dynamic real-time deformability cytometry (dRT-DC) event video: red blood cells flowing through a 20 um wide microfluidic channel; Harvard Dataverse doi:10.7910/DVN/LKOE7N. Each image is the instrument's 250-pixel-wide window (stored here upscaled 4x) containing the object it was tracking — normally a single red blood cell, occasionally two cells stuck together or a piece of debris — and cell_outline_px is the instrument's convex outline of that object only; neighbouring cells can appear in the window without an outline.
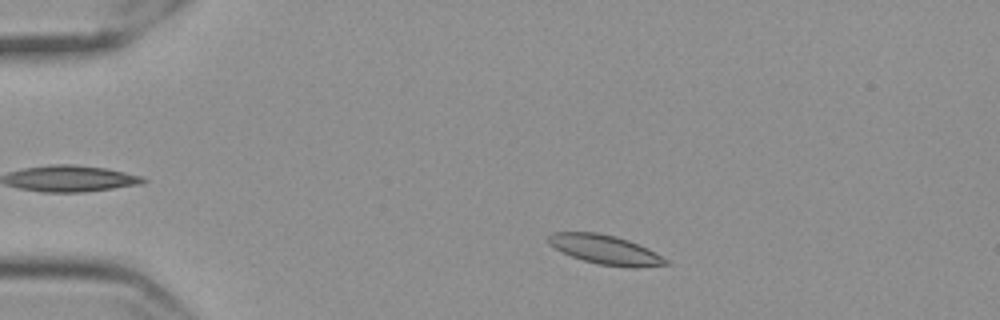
{"species": "Egyptian fruit bat (a non-hibernating species)", "species_latin": "Rousettus aegyptiacus", "temperature_condition": "cold", "stored_images_in_passage": 50, "camera_frame_rate_fps": 3000, "um_per_image_px": 0.085, "frame": {"image": 1, "passage_image": 4, "time_ms": 1.0, "image_size_px": [1000, 320], "cell_outline_px": [[668, 264], [636, 268], [600, 264], [584, 260], [572, 256], [548, 244], [548, 236], [552, 232], [596, 232], [616, 236], [628, 240], [648, 248], [656, 252], [668, 260]], "centroid_in_image_um": [51.46, 21.21], "position_along_channel_um": 33.5, "area_um2": 19.83}}
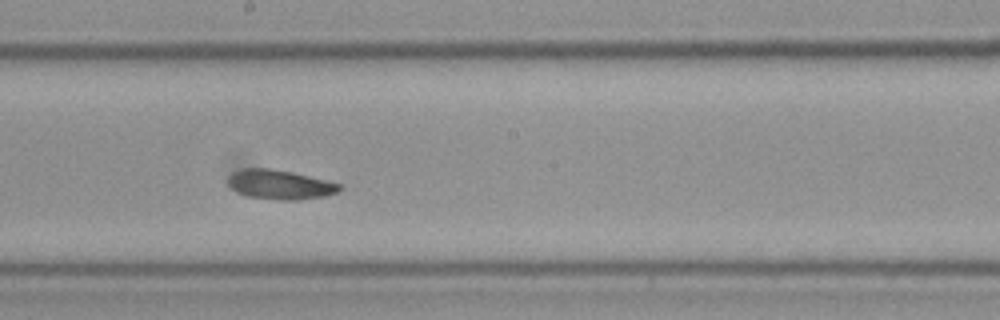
{"frame": {"image": 2, "passage_image": 25, "time_ms": 8.0, "image_size_px": [1000, 320], "cell_outline_px": [[344, 188], [336, 192], [324, 196], [296, 200], [280, 200], [248, 196], [232, 188], [228, 184], [228, 176], [232, 172], [244, 168], [268, 168], [292, 172], [340, 184]], "centroid_in_image_um": [23.78, 15.68], "position_along_channel_um": 224.4, "area_um2": 18.84}}
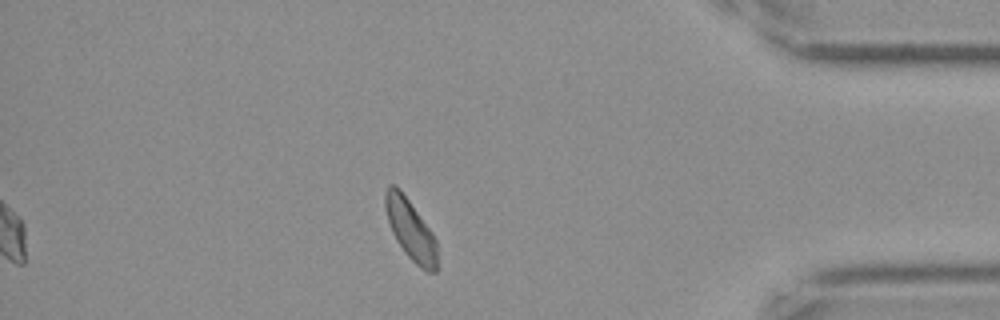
{"frame": {"image": 3, "passage_image": 43, "time_ms": 14.0, "image_size_px": [1000, 320], "cell_outline_px": [[436, 272], [424, 272], [404, 252], [396, 240], [392, 232], [388, 220], [384, 204], [384, 192], [388, 184], [396, 184], [400, 188], [432, 232], [436, 240]], "centroid_in_image_um": [34.87, 19.49], "position_along_channel_um": 400.3, "area_um2": 18.32}, "authors_computed_cell_mechanics": {"area_um2": 19.0162, "velocity_mm_per_s": 3.4865, "shape_relaxation_time_tau1_ms": null, "shape_relaxation_time_tau2_ms": 4.5525, "deformation_change_tau1": null, "deformation_change_tau2": 0.0849}}